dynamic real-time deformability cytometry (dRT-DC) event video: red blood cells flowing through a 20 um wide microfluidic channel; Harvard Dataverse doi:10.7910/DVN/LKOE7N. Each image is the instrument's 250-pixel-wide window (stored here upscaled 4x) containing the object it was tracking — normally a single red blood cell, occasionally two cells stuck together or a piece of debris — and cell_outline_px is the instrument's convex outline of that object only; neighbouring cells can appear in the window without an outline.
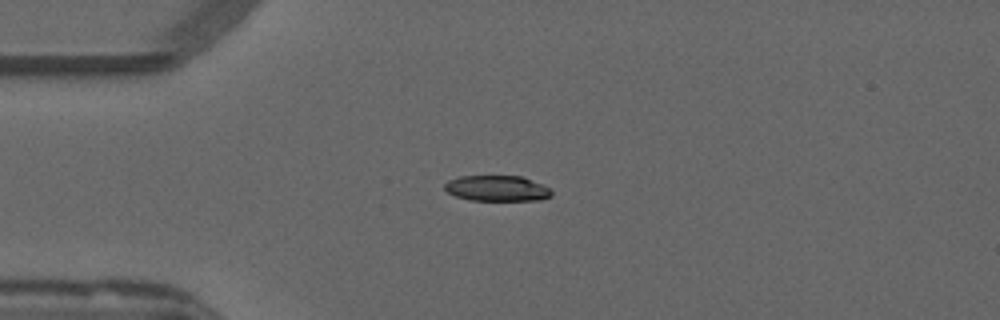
{"species": "common noctule bat (a hibernating species)", "species_latin": "Nyctalus noctula", "temperature_condition": "warm", "stored_images_in_passage": 41, "camera_frame_rate_fps": 3000, "um_per_image_px": 0.085, "animal": {"sex": "male", "forearm_length_mm": 52.5}, "frame": {"image": 1, "passage_image": 2, "time_ms": 0.333, "image_size_px": [1000, 320], "cell_outline_px": [[552, 196], [540, 200], [472, 200], [456, 196], [448, 192], [444, 188], [444, 184], [448, 180], [460, 176], [520, 176], [544, 184], [552, 192]], "centroid_in_image_um": [42.26, 16.0], "position_along_channel_um": 42.7, "area_um2": 15.95}}
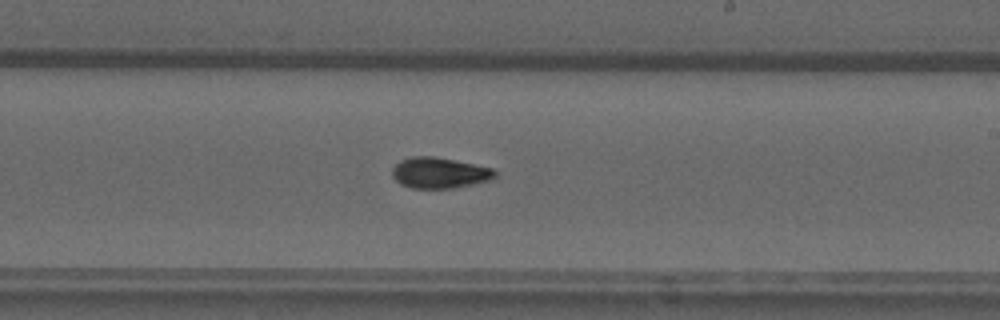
{"frame": {"image": 2, "passage_image": 20, "time_ms": 6.333, "image_size_px": [1000, 320], "cell_outline_px": [[496, 176], [492, 180], [456, 188], [412, 188], [400, 184], [392, 176], [392, 168], [400, 160], [412, 156], [432, 156], [492, 168], [496, 172]], "centroid_in_image_um": [37.34, 14.7], "position_along_channel_um": 251.7, "area_um2": 18.44}}
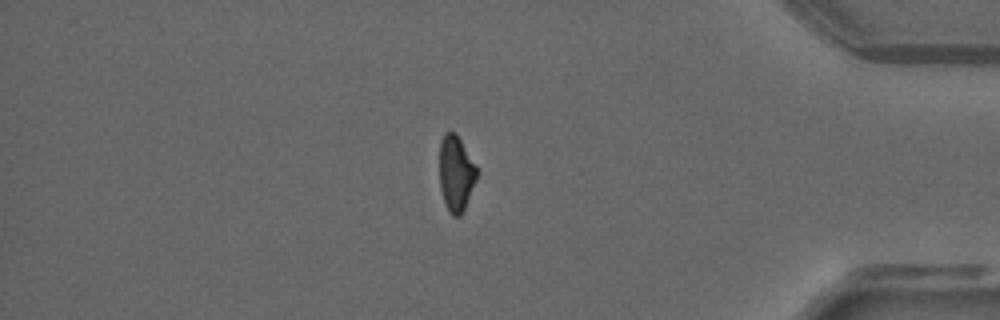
{"frame": {"image": 3, "passage_image": 34, "time_ms": 11.0, "image_size_px": [1000, 320], "cell_outline_px": [[480, 172], [464, 208], [460, 216], [452, 216], [448, 212], [444, 204], [440, 188], [440, 140], [444, 132], [456, 132], [476, 164]], "centroid_in_image_um": [38.77, 14.73], "position_along_channel_um": 396.4, "area_um2": 16.82}, "authors_computed_cell_mechanics": {"area_um2": 17.6868, "velocity_mm_per_s": 3.8418, "shape_relaxation_time_tau1_ms": 4.6212, "shape_relaxation_time_tau2_ms": 6.8414, "deformation_change_tau1": 0.1602, "deformation_change_tau2": 0.088}}